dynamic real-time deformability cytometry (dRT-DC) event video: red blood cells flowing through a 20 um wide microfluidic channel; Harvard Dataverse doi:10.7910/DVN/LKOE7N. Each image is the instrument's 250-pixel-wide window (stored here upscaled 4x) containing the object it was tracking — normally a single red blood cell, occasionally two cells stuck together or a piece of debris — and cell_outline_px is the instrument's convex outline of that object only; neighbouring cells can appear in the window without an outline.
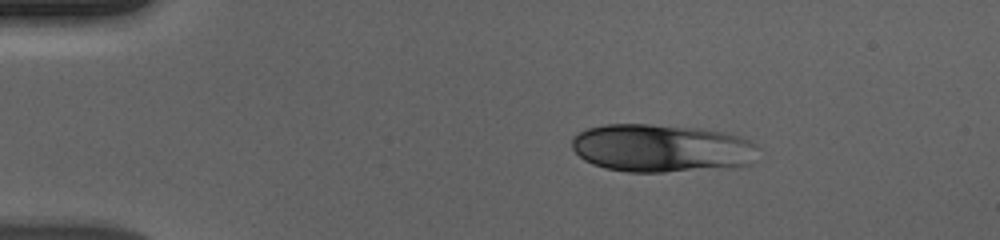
{"species": "human", "species_latin": "Homo sapiens", "temperature_condition": "cold", "stored_images_in_passage": 46, "camera_frame_rate_fps": 3000, "um_per_image_px": 0.085, "donor": {"sex": "male"}, "frame": {"image": 1, "passage_image": 1, "time_ms": 0.0, "image_size_px": [1000, 240], "cell_outline_px": [[760, 148], [752, 164], [664, 172], [628, 172], [604, 168], [592, 164], [584, 160], [572, 148], [572, 140], [580, 132], [588, 128], [604, 124], [648, 124], [700, 128], [724, 132], [740, 136], [756, 144]], "centroid_in_image_um": [56.23, 12.58], "position_along_channel_um": 28.8, "area_um2": 52.02}}
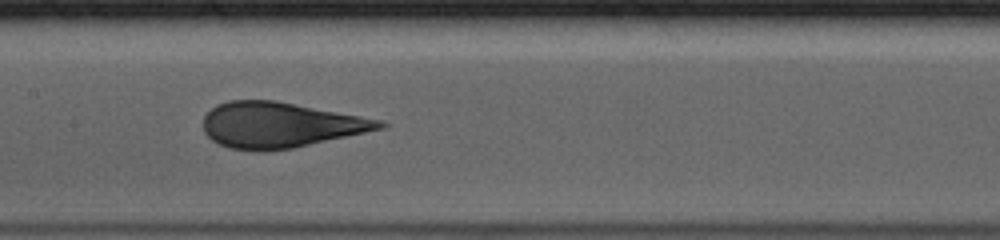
{"frame": {"image": 2, "passage_image": 19, "time_ms": 6.0, "image_size_px": [1000, 240], "cell_outline_px": [[388, 124], [384, 128], [292, 148], [228, 148], [212, 140], [204, 132], [204, 116], [216, 104], [228, 100], [276, 100], [360, 116], [380, 120]], "centroid_in_image_um": [23.8, 10.58], "position_along_channel_um": 183.6, "area_um2": 45.6}}
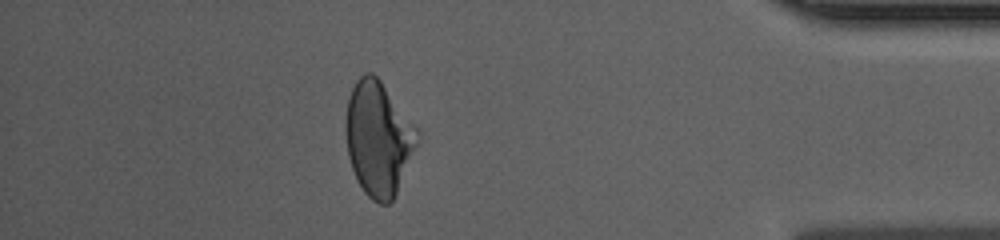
{"frame": {"image": 3, "passage_image": 40, "time_ms": 13.0, "image_size_px": [1000, 240], "cell_outline_px": [[420, 136], [396, 192], [392, 200], [388, 204], [380, 204], [372, 200], [364, 192], [356, 180], [348, 156], [344, 128], [344, 120], [348, 96], [356, 80], [364, 72], [372, 72], [380, 80], [420, 128]], "centroid_in_image_um": [32.14, 11.72], "position_along_channel_um": 403.1, "area_um2": 48.09}, "authors_computed_cell_mechanics": {"area_um2": 47.3382, "velocity_mm_per_s": 3.6835, "shape_relaxation_time_tau1_ms": 6.0498, "shape_relaxation_time_tau2_ms": null, "deformation_change_tau1": 0.1653, "deformation_change_tau2": null}}